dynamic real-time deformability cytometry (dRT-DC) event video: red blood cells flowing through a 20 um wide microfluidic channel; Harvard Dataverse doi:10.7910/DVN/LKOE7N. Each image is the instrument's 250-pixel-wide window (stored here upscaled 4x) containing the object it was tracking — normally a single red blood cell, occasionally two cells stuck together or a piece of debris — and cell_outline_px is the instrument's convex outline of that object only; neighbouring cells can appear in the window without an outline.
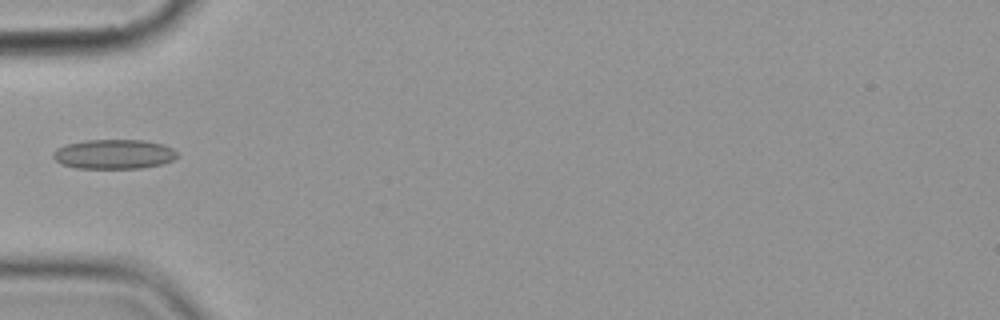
{"species": "common noctule bat (a hibernating species)", "species_latin": "Nyctalus noctula", "temperature_condition": "cold", "stored_images_in_passage": 1, "camera_frame_rate_fps": 3000, "um_per_image_px": 0.085, "animal": {"sex": "female", "body_mass_g": 19.9}, "frame": {"image": 1, "passage_image": 1, "time_ms": 0.0, "image_size_px": [1000, 320], "cell_outline_px": [[180, 156], [164, 164], [140, 168], [76, 168], [60, 164], [52, 156], [52, 152], [56, 148], [68, 144], [84, 140], [144, 140], [160, 144], [172, 148]], "centroid_in_image_um": [9.67, 13.11], "position_along_channel_um": 75.3, "area_um2": 21.44}}